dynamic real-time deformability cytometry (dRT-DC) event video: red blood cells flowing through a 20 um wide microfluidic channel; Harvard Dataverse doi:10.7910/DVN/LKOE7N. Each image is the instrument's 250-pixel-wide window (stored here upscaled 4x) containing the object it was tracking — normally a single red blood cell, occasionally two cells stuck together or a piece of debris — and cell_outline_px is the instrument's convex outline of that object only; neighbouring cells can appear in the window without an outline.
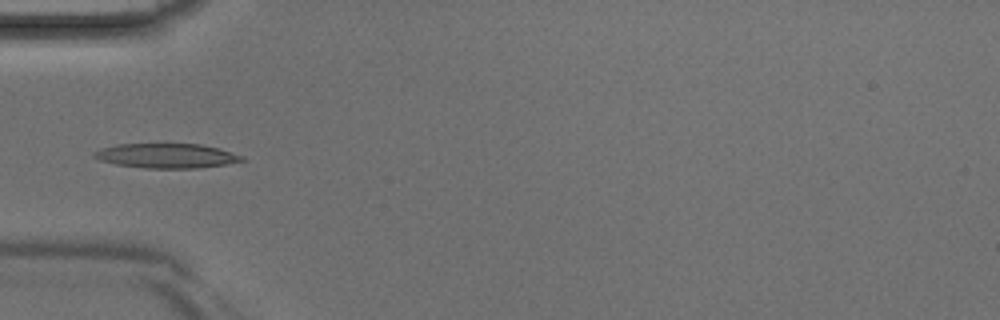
{"species": "Egyptian fruit bat (a non-hibernating species)", "species_latin": "Rousettus aegyptiacus", "temperature_condition": "room temperature", "stored_images_in_passage": 19, "camera_frame_rate_fps": 3000, "um_per_image_px": 0.085, "animal": {"sex": "male"}, "frame": {"image": 1, "passage_image": 4, "time_ms": 1.0, "image_size_px": [1000, 320], "cell_outline_px": [[244, 160], [224, 164], [196, 168], [144, 168], [116, 164], [100, 160], [92, 156], [92, 152], [100, 148], [120, 144], [200, 144], [220, 148], [244, 156]], "centroid_in_image_um": [14.13, 13.23], "position_along_channel_um": 70.9, "area_um2": 21.1}}
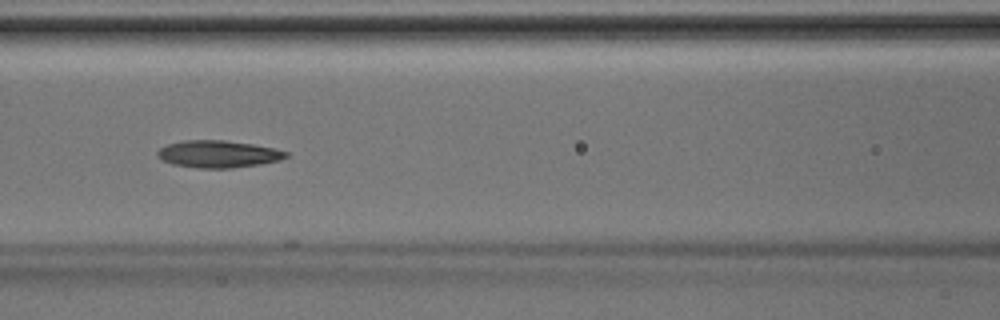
{"frame": {"image": 2, "passage_image": 9, "time_ms": 2.667, "image_size_px": [1000, 320], "cell_outline_px": [[288, 156], [280, 160], [260, 164], [232, 168], [200, 168], [172, 164], [156, 156], [156, 152], [160, 148], [168, 144], [184, 140], [224, 140], [252, 144], [276, 148], [288, 152]], "centroid_in_image_um": [18.56, 13.09], "position_along_channel_um": 148.0, "area_um2": 20.35}}
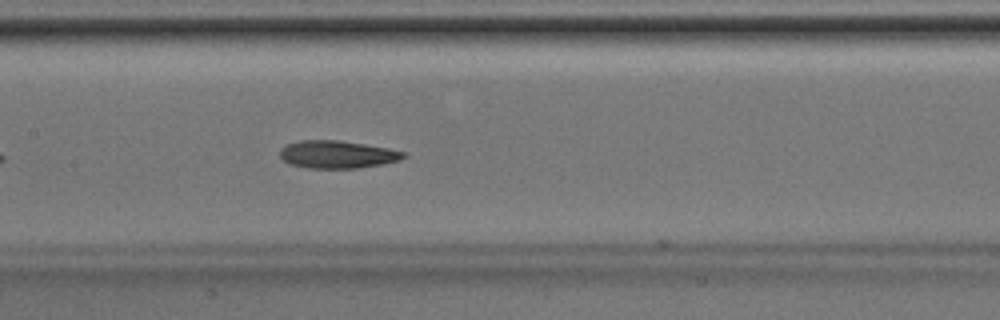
{"frame": {"image": 3, "passage_image": 11, "time_ms": 3.333, "image_size_px": [1000, 320], "cell_outline_px": [[408, 156], [400, 160], [384, 164], [356, 168], [308, 168], [288, 164], [280, 156], [280, 148], [288, 144], [300, 140], [340, 140], [388, 148], [404, 152]], "centroid_in_image_um": [28.67, 13.13], "position_along_channel_um": 178.7, "area_um2": 20.0}}